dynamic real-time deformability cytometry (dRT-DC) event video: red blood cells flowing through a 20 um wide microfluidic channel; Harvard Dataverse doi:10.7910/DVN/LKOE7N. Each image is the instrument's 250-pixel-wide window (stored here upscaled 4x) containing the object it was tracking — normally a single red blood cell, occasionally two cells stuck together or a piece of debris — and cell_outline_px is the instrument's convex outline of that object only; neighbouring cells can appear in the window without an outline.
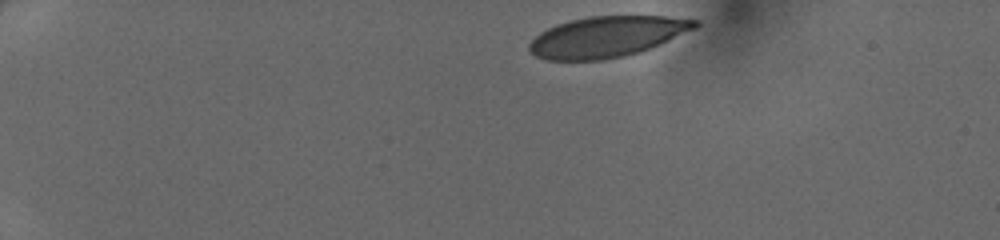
{"species": "human", "species_latin": "Homo sapiens", "temperature_condition": "cold", "stored_images_in_passage": 39, "camera_frame_rate_fps": 3000, "um_per_image_px": 0.085, "donor": {"sex": "female"}, "frame": {"image": 1, "passage_image": 1, "time_ms": 0.0, "image_size_px": [1000, 240], "cell_outline_px": [[700, 24], [696, 28], [660, 44], [640, 52], [624, 56], [600, 60], [544, 60], [536, 56], [528, 48], [528, 44], [540, 32], [556, 24], [588, 16], [668, 16], [700, 20]], "centroid_in_image_um": [51.61, 3.12], "position_along_channel_um": 33.4, "area_um2": 39.42}}
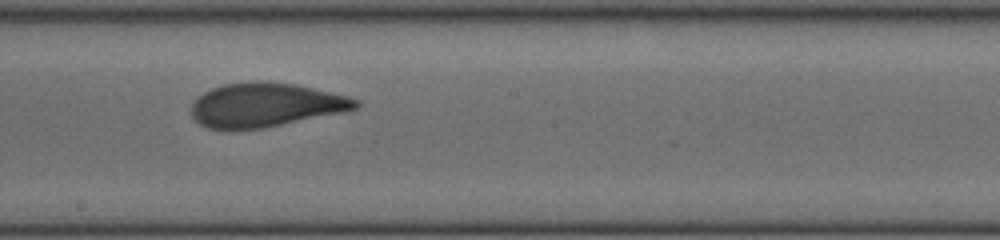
{"frame": {"image": 2, "passage_image": 21, "time_ms": 6.667, "image_size_px": [1000, 240], "cell_outline_px": [[360, 104], [356, 108], [344, 112], [264, 128], [208, 128], [200, 124], [192, 116], [192, 104], [204, 92], [212, 88], [224, 84], [256, 80], [292, 84], [312, 88], [348, 96], [360, 100]], "centroid_in_image_um": [22.6, 8.91], "position_along_channel_um": 225.6, "area_um2": 41.67}}
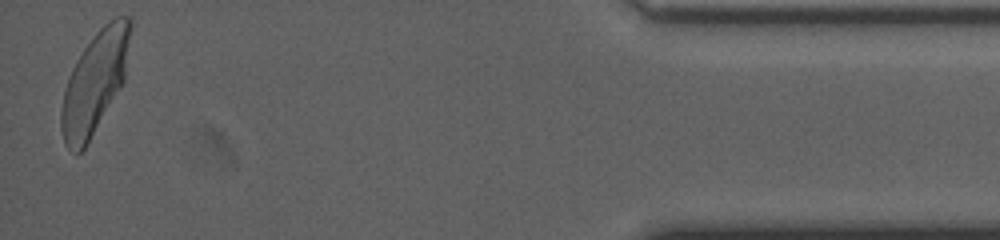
{"frame": {"image": 3, "passage_image": 39, "time_ms": 12.667, "image_size_px": [1000, 240], "cell_outline_px": [[132, 28], [124, 80], [120, 88], [84, 148], [80, 152], [76, 152], [68, 148], [64, 144], [60, 128], [60, 112], [64, 92], [72, 68], [76, 60], [92, 36], [108, 20], [116, 16], [128, 16], [132, 20]], "centroid_in_image_um": [8.06, 6.95], "position_along_channel_um": 427.1, "area_um2": 40.63}}